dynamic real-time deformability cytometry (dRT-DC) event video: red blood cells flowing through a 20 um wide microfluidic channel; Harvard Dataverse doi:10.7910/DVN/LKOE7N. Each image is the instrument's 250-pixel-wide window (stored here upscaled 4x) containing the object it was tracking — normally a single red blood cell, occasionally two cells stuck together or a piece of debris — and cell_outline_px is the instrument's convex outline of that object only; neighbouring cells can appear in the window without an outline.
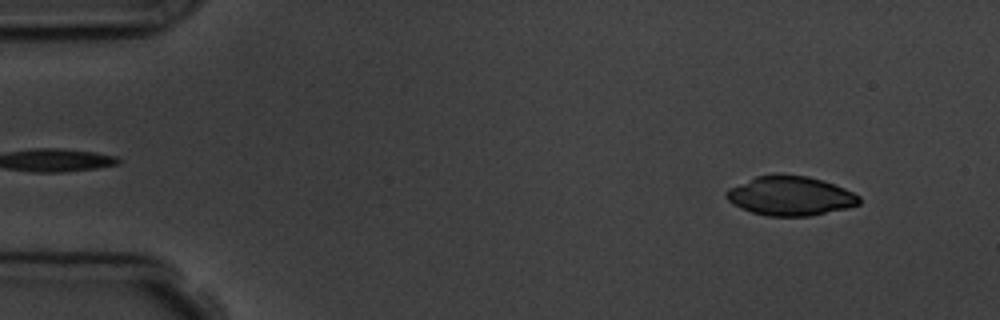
{"species": "common noctule bat (a hibernating species)", "species_latin": "Nyctalus noctula", "temperature_condition": "room temperature", "stored_images_in_passage": 5, "camera_frame_rate_fps": 3000, "um_per_image_px": 0.085, "animal": {"sex": "male", "body_mass_g": 19.5, "forearm_length_mm": 54.6}, "frame": {"image": 1, "passage_image": 1, "time_ms": 0.0, "image_size_px": [1000, 320], "cell_outline_px": [[860, 204], [848, 208], [808, 216], [764, 216], [740, 208], [732, 204], [724, 196], [724, 192], [728, 188], [756, 176], [776, 172], [780, 172], [808, 176], [824, 180], [844, 188], [860, 196]], "centroid_in_image_um": [67.14, 16.62], "position_along_channel_um": 17.9, "area_um2": 31.04}}